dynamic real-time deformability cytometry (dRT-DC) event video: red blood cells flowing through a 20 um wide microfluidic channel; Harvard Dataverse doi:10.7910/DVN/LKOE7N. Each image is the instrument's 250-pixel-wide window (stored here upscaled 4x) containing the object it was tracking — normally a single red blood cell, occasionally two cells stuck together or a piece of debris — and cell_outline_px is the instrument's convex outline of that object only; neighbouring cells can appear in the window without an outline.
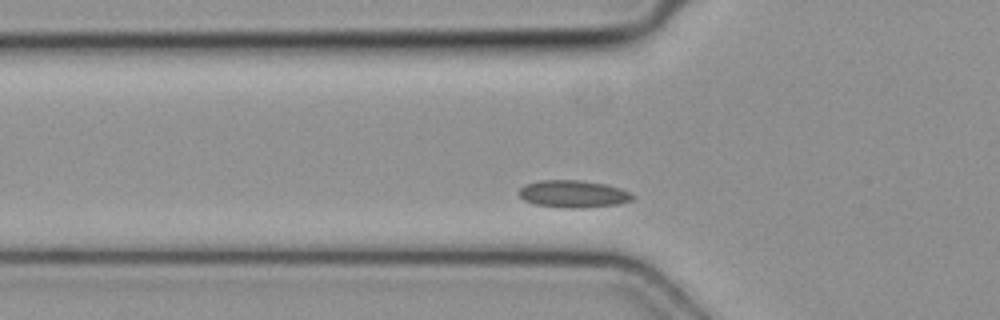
{"species": "common noctule bat (a hibernating species)", "species_latin": "Nyctalus noctula", "temperature_condition": "cold", "stored_images_in_passage": 28, "camera_frame_rate_fps": 3000, "um_per_image_px": 0.085, "animal": {"sex": "female", "body_mass_g": 19.3, "forearm_length_mm": 54.1}, "frame": {"image": 1, "passage_image": 3, "time_ms": 0.667, "image_size_px": [1000, 320], "cell_outline_px": [[636, 196], [632, 200], [616, 204], [584, 208], [564, 208], [536, 204], [524, 200], [516, 192], [524, 184], [540, 180], [580, 180], [604, 184], [620, 188]], "centroid_in_image_um": [48.69, 16.48], "position_along_channel_um": 77.1, "area_um2": 18.09}}
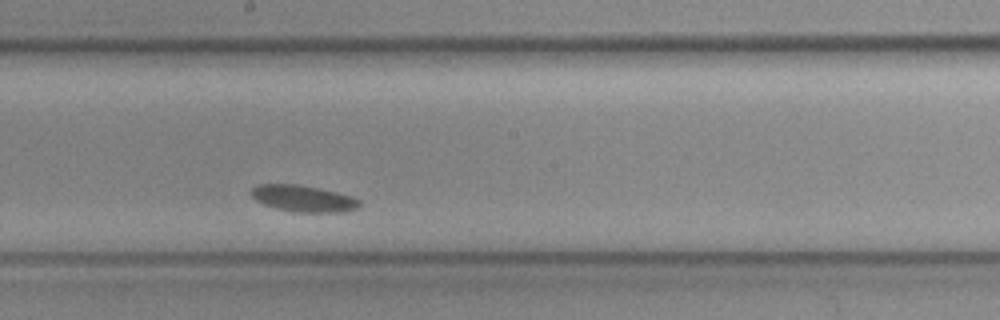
{"frame": {"image": 2, "passage_image": 14, "time_ms": 4.333, "image_size_px": [1000, 320], "cell_outline_px": [[360, 204], [356, 208], [348, 212], [296, 212], [276, 208], [264, 204], [256, 200], [252, 196], [252, 188], [256, 184], [300, 184], [320, 188], [352, 196], [360, 200]], "centroid_in_image_um": [25.8, 16.87], "position_along_channel_um": 222.4, "area_um2": 16.76}}
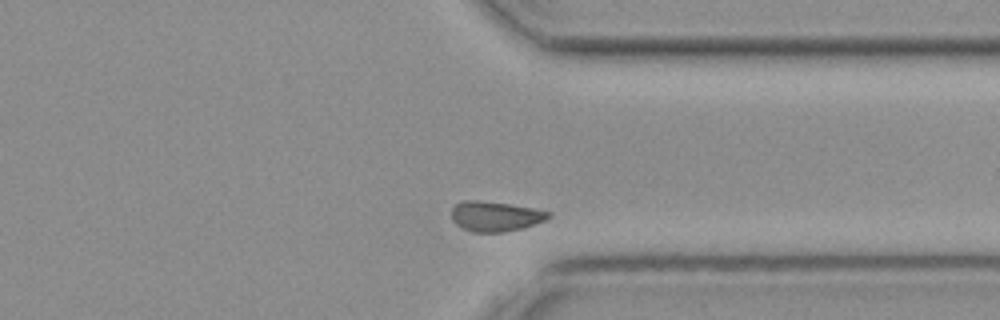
{"frame": {"image": 3, "passage_image": 25, "time_ms": 8.0, "image_size_px": [1000, 320], "cell_outline_px": [[552, 216], [544, 220], [524, 228], [504, 232], [472, 232], [460, 228], [452, 220], [452, 208], [460, 200], [480, 200], [508, 204], [532, 208], [552, 212]], "centroid_in_image_um": [42.08, 18.39], "position_along_channel_um": 369.3, "area_um2": 17.11}}